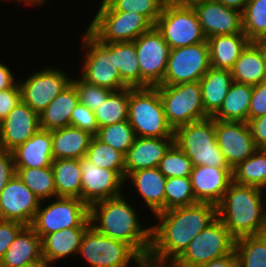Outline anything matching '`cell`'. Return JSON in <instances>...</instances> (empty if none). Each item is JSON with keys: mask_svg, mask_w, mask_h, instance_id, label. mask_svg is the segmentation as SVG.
Wrapping results in <instances>:
<instances>
[{"mask_svg": "<svg viewBox=\"0 0 266 267\" xmlns=\"http://www.w3.org/2000/svg\"><path fill=\"white\" fill-rule=\"evenodd\" d=\"M24 227L25 225L20 222L0 219V261L17 234Z\"/></svg>", "mask_w": 266, "mask_h": 267, "instance_id": "7dc6e473", "label": "cell"}, {"mask_svg": "<svg viewBox=\"0 0 266 267\" xmlns=\"http://www.w3.org/2000/svg\"><path fill=\"white\" fill-rule=\"evenodd\" d=\"M87 30L100 42H133L154 25L135 12L115 11L105 0Z\"/></svg>", "mask_w": 266, "mask_h": 267, "instance_id": "8992f818", "label": "cell"}, {"mask_svg": "<svg viewBox=\"0 0 266 267\" xmlns=\"http://www.w3.org/2000/svg\"><path fill=\"white\" fill-rule=\"evenodd\" d=\"M251 41L244 33L218 35L207 39L212 68L231 70Z\"/></svg>", "mask_w": 266, "mask_h": 267, "instance_id": "f1b7e54d", "label": "cell"}, {"mask_svg": "<svg viewBox=\"0 0 266 267\" xmlns=\"http://www.w3.org/2000/svg\"><path fill=\"white\" fill-rule=\"evenodd\" d=\"M21 100V90L17 83L0 91V120L2 121Z\"/></svg>", "mask_w": 266, "mask_h": 267, "instance_id": "681fc988", "label": "cell"}, {"mask_svg": "<svg viewBox=\"0 0 266 267\" xmlns=\"http://www.w3.org/2000/svg\"><path fill=\"white\" fill-rule=\"evenodd\" d=\"M141 73V88L162 84L167 68L170 47L154 26L133 41Z\"/></svg>", "mask_w": 266, "mask_h": 267, "instance_id": "5bb4252c", "label": "cell"}, {"mask_svg": "<svg viewBox=\"0 0 266 267\" xmlns=\"http://www.w3.org/2000/svg\"><path fill=\"white\" fill-rule=\"evenodd\" d=\"M206 39L218 35L243 33L242 12L216 0H191Z\"/></svg>", "mask_w": 266, "mask_h": 267, "instance_id": "e0dca14e", "label": "cell"}, {"mask_svg": "<svg viewBox=\"0 0 266 267\" xmlns=\"http://www.w3.org/2000/svg\"><path fill=\"white\" fill-rule=\"evenodd\" d=\"M233 82L230 70L211 67L202 76L200 79L202 102L209 117L218 112Z\"/></svg>", "mask_w": 266, "mask_h": 267, "instance_id": "4dcf8cb0", "label": "cell"}, {"mask_svg": "<svg viewBox=\"0 0 266 267\" xmlns=\"http://www.w3.org/2000/svg\"><path fill=\"white\" fill-rule=\"evenodd\" d=\"M174 137H137L125 154V179L133 172L158 167Z\"/></svg>", "mask_w": 266, "mask_h": 267, "instance_id": "7402d4cb", "label": "cell"}, {"mask_svg": "<svg viewBox=\"0 0 266 267\" xmlns=\"http://www.w3.org/2000/svg\"><path fill=\"white\" fill-rule=\"evenodd\" d=\"M51 131L39 129L22 145L12 150L15 168L51 167L53 162Z\"/></svg>", "mask_w": 266, "mask_h": 267, "instance_id": "603a6c76", "label": "cell"}, {"mask_svg": "<svg viewBox=\"0 0 266 267\" xmlns=\"http://www.w3.org/2000/svg\"><path fill=\"white\" fill-rule=\"evenodd\" d=\"M86 157L97 167L118 171L125 178V155L92 137Z\"/></svg>", "mask_w": 266, "mask_h": 267, "instance_id": "ab89813d", "label": "cell"}, {"mask_svg": "<svg viewBox=\"0 0 266 267\" xmlns=\"http://www.w3.org/2000/svg\"><path fill=\"white\" fill-rule=\"evenodd\" d=\"M155 27L163 35L170 49L207 40L190 4H165Z\"/></svg>", "mask_w": 266, "mask_h": 267, "instance_id": "30bf717a", "label": "cell"}, {"mask_svg": "<svg viewBox=\"0 0 266 267\" xmlns=\"http://www.w3.org/2000/svg\"><path fill=\"white\" fill-rule=\"evenodd\" d=\"M193 163L187 155L173 143L159 162L158 170L166 177H190Z\"/></svg>", "mask_w": 266, "mask_h": 267, "instance_id": "7bdbcfd3", "label": "cell"}, {"mask_svg": "<svg viewBox=\"0 0 266 267\" xmlns=\"http://www.w3.org/2000/svg\"><path fill=\"white\" fill-rule=\"evenodd\" d=\"M215 134L218 146L231 169L259 149L247 122L215 119Z\"/></svg>", "mask_w": 266, "mask_h": 267, "instance_id": "ac0fdd59", "label": "cell"}, {"mask_svg": "<svg viewBox=\"0 0 266 267\" xmlns=\"http://www.w3.org/2000/svg\"><path fill=\"white\" fill-rule=\"evenodd\" d=\"M14 1H20V2H25V3H29L30 4V6L32 5V4H36V5H40V4H42L45 0H14Z\"/></svg>", "mask_w": 266, "mask_h": 267, "instance_id": "91938a15", "label": "cell"}, {"mask_svg": "<svg viewBox=\"0 0 266 267\" xmlns=\"http://www.w3.org/2000/svg\"><path fill=\"white\" fill-rule=\"evenodd\" d=\"M264 188L261 189L262 192H264V190H266V186ZM265 203H266V201H265ZM264 218H265V233H266V204L264 205Z\"/></svg>", "mask_w": 266, "mask_h": 267, "instance_id": "6125c7cd", "label": "cell"}, {"mask_svg": "<svg viewBox=\"0 0 266 267\" xmlns=\"http://www.w3.org/2000/svg\"><path fill=\"white\" fill-rule=\"evenodd\" d=\"M266 81V42H265V80Z\"/></svg>", "mask_w": 266, "mask_h": 267, "instance_id": "be15d7a7", "label": "cell"}, {"mask_svg": "<svg viewBox=\"0 0 266 267\" xmlns=\"http://www.w3.org/2000/svg\"><path fill=\"white\" fill-rule=\"evenodd\" d=\"M242 21L243 33L251 42H266V0H249Z\"/></svg>", "mask_w": 266, "mask_h": 267, "instance_id": "f35d334b", "label": "cell"}, {"mask_svg": "<svg viewBox=\"0 0 266 267\" xmlns=\"http://www.w3.org/2000/svg\"><path fill=\"white\" fill-rule=\"evenodd\" d=\"M53 159H81L86 156L93 137L89 132L74 126L51 131Z\"/></svg>", "mask_w": 266, "mask_h": 267, "instance_id": "4316f807", "label": "cell"}, {"mask_svg": "<svg viewBox=\"0 0 266 267\" xmlns=\"http://www.w3.org/2000/svg\"><path fill=\"white\" fill-rule=\"evenodd\" d=\"M198 267H239V263L236 252L233 250L231 253L225 256L213 259L212 261Z\"/></svg>", "mask_w": 266, "mask_h": 267, "instance_id": "f5cc1de1", "label": "cell"}, {"mask_svg": "<svg viewBox=\"0 0 266 267\" xmlns=\"http://www.w3.org/2000/svg\"><path fill=\"white\" fill-rule=\"evenodd\" d=\"M266 114V81L253 86L248 121Z\"/></svg>", "mask_w": 266, "mask_h": 267, "instance_id": "c3c4849f", "label": "cell"}, {"mask_svg": "<svg viewBox=\"0 0 266 267\" xmlns=\"http://www.w3.org/2000/svg\"><path fill=\"white\" fill-rule=\"evenodd\" d=\"M129 87L113 91L94 111L98 127L128 120Z\"/></svg>", "mask_w": 266, "mask_h": 267, "instance_id": "8d00e7d4", "label": "cell"}, {"mask_svg": "<svg viewBox=\"0 0 266 267\" xmlns=\"http://www.w3.org/2000/svg\"><path fill=\"white\" fill-rule=\"evenodd\" d=\"M27 267H51V266L47 262L42 261V262L27 266Z\"/></svg>", "mask_w": 266, "mask_h": 267, "instance_id": "94428289", "label": "cell"}, {"mask_svg": "<svg viewBox=\"0 0 266 267\" xmlns=\"http://www.w3.org/2000/svg\"><path fill=\"white\" fill-rule=\"evenodd\" d=\"M95 137L125 155L133 145L136 135L129 121L126 120L100 127Z\"/></svg>", "mask_w": 266, "mask_h": 267, "instance_id": "60d3db41", "label": "cell"}, {"mask_svg": "<svg viewBox=\"0 0 266 267\" xmlns=\"http://www.w3.org/2000/svg\"><path fill=\"white\" fill-rule=\"evenodd\" d=\"M115 11L135 12L145 16L154 26L161 15V0H105Z\"/></svg>", "mask_w": 266, "mask_h": 267, "instance_id": "ee69618b", "label": "cell"}, {"mask_svg": "<svg viewBox=\"0 0 266 267\" xmlns=\"http://www.w3.org/2000/svg\"><path fill=\"white\" fill-rule=\"evenodd\" d=\"M70 125L95 136L99 127L96 122L95 113L87 106L78 103L72 111Z\"/></svg>", "mask_w": 266, "mask_h": 267, "instance_id": "bcb514c9", "label": "cell"}, {"mask_svg": "<svg viewBox=\"0 0 266 267\" xmlns=\"http://www.w3.org/2000/svg\"><path fill=\"white\" fill-rule=\"evenodd\" d=\"M15 175L16 168L12 152L0 151V194Z\"/></svg>", "mask_w": 266, "mask_h": 267, "instance_id": "f907efd6", "label": "cell"}, {"mask_svg": "<svg viewBox=\"0 0 266 267\" xmlns=\"http://www.w3.org/2000/svg\"><path fill=\"white\" fill-rule=\"evenodd\" d=\"M154 216L159 222L151 226L149 254L159 262H174L193 238L217 218V206L198 202Z\"/></svg>", "mask_w": 266, "mask_h": 267, "instance_id": "6da1fadb", "label": "cell"}, {"mask_svg": "<svg viewBox=\"0 0 266 267\" xmlns=\"http://www.w3.org/2000/svg\"><path fill=\"white\" fill-rule=\"evenodd\" d=\"M168 124L176 128L209 117L204 110L200 81L178 85H159Z\"/></svg>", "mask_w": 266, "mask_h": 267, "instance_id": "ba28073f", "label": "cell"}, {"mask_svg": "<svg viewBox=\"0 0 266 267\" xmlns=\"http://www.w3.org/2000/svg\"><path fill=\"white\" fill-rule=\"evenodd\" d=\"M42 261V239L31 226H25L5 252L0 267H27Z\"/></svg>", "mask_w": 266, "mask_h": 267, "instance_id": "cb8c5ba5", "label": "cell"}, {"mask_svg": "<svg viewBox=\"0 0 266 267\" xmlns=\"http://www.w3.org/2000/svg\"><path fill=\"white\" fill-rule=\"evenodd\" d=\"M71 79L58 68H44L18 82L21 100L40 114L71 83Z\"/></svg>", "mask_w": 266, "mask_h": 267, "instance_id": "9a60e30c", "label": "cell"}, {"mask_svg": "<svg viewBox=\"0 0 266 267\" xmlns=\"http://www.w3.org/2000/svg\"><path fill=\"white\" fill-rule=\"evenodd\" d=\"M78 93L79 103L87 106L93 112L100 106L107 97L113 92L112 90L88 83L81 77L71 79Z\"/></svg>", "mask_w": 266, "mask_h": 267, "instance_id": "f6af8a7d", "label": "cell"}, {"mask_svg": "<svg viewBox=\"0 0 266 267\" xmlns=\"http://www.w3.org/2000/svg\"><path fill=\"white\" fill-rule=\"evenodd\" d=\"M16 83L8 66L0 63V91L12 88Z\"/></svg>", "mask_w": 266, "mask_h": 267, "instance_id": "db71d44e", "label": "cell"}, {"mask_svg": "<svg viewBox=\"0 0 266 267\" xmlns=\"http://www.w3.org/2000/svg\"><path fill=\"white\" fill-rule=\"evenodd\" d=\"M130 180L152 214L165 211L166 177L157 167L135 171L125 179V181Z\"/></svg>", "mask_w": 266, "mask_h": 267, "instance_id": "484cf974", "label": "cell"}, {"mask_svg": "<svg viewBox=\"0 0 266 267\" xmlns=\"http://www.w3.org/2000/svg\"><path fill=\"white\" fill-rule=\"evenodd\" d=\"M164 4H189L191 0H161Z\"/></svg>", "mask_w": 266, "mask_h": 267, "instance_id": "680465c9", "label": "cell"}, {"mask_svg": "<svg viewBox=\"0 0 266 267\" xmlns=\"http://www.w3.org/2000/svg\"><path fill=\"white\" fill-rule=\"evenodd\" d=\"M230 71L234 82L252 86L263 82L265 80V42H250Z\"/></svg>", "mask_w": 266, "mask_h": 267, "instance_id": "d4e9b609", "label": "cell"}, {"mask_svg": "<svg viewBox=\"0 0 266 267\" xmlns=\"http://www.w3.org/2000/svg\"><path fill=\"white\" fill-rule=\"evenodd\" d=\"M114 63L121 80L131 88H141V73L134 42H114Z\"/></svg>", "mask_w": 266, "mask_h": 267, "instance_id": "e575fe53", "label": "cell"}, {"mask_svg": "<svg viewBox=\"0 0 266 267\" xmlns=\"http://www.w3.org/2000/svg\"><path fill=\"white\" fill-rule=\"evenodd\" d=\"M195 199L200 203L218 205L233 182L231 168L194 166L190 175Z\"/></svg>", "mask_w": 266, "mask_h": 267, "instance_id": "44dd1931", "label": "cell"}, {"mask_svg": "<svg viewBox=\"0 0 266 267\" xmlns=\"http://www.w3.org/2000/svg\"><path fill=\"white\" fill-rule=\"evenodd\" d=\"M78 103V93L70 83L39 114L40 129L52 131L69 126L72 111Z\"/></svg>", "mask_w": 266, "mask_h": 267, "instance_id": "f546056e", "label": "cell"}, {"mask_svg": "<svg viewBox=\"0 0 266 267\" xmlns=\"http://www.w3.org/2000/svg\"><path fill=\"white\" fill-rule=\"evenodd\" d=\"M262 196L263 192L257 187L234 182L229 185L217 205V217L235 239L265 234Z\"/></svg>", "mask_w": 266, "mask_h": 267, "instance_id": "3957f363", "label": "cell"}, {"mask_svg": "<svg viewBox=\"0 0 266 267\" xmlns=\"http://www.w3.org/2000/svg\"><path fill=\"white\" fill-rule=\"evenodd\" d=\"M233 182L239 185L266 186V149L259 148L245 161L232 169Z\"/></svg>", "mask_w": 266, "mask_h": 267, "instance_id": "836d02e7", "label": "cell"}, {"mask_svg": "<svg viewBox=\"0 0 266 267\" xmlns=\"http://www.w3.org/2000/svg\"><path fill=\"white\" fill-rule=\"evenodd\" d=\"M135 263H137L135 267H152V256L150 254L142 255L137 258Z\"/></svg>", "mask_w": 266, "mask_h": 267, "instance_id": "9f6ffc18", "label": "cell"}, {"mask_svg": "<svg viewBox=\"0 0 266 267\" xmlns=\"http://www.w3.org/2000/svg\"><path fill=\"white\" fill-rule=\"evenodd\" d=\"M83 36L82 47L86 51L81 78L96 86L119 91L128 86L121 80L114 63V42H100L88 30Z\"/></svg>", "mask_w": 266, "mask_h": 267, "instance_id": "52a82bcc", "label": "cell"}, {"mask_svg": "<svg viewBox=\"0 0 266 267\" xmlns=\"http://www.w3.org/2000/svg\"><path fill=\"white\" fill-rule=\"evenodd\" d=\"M174 143L187 155L193 166L230 168L216 141L213 117L176 128Z\"/></svg>", "mask_w": 266, "mask_h": 267, "instance_id": "277c9868", "label": "cell"}, {"mask_svg": "<svg viewBox=\"0 0 266 267\" xmlns=\"http://www.w3.org/2000/svg\"><path fill=\"white\" fill-rule=\"evenodd\" d=\"M39 129V114L20 100L1 121V149L11 152L31 138Z\"/></svg>", "mask_w": 266, "mask_h": 267, "instance_id": "ffe728a7", "label": "cell"}, {"mask_svg": "<svg viewBox=\"0 0 266 267\" xmlns=\"http://www.w3.org/2000/svg\"><path fill=\"white\" fill-rule=\"evenodd\" d=\"M247 123L256 146L266 149V114L253 118Z\"/></svg>", "mask_w": 266, "mask_h": 267, "instance_id": "816d5d0a", "label": "cell"}, {"mask_svg": "<svg viewBox=\"0 0 266 267\" xmlns=\"http://www.w3.org/2000/svg\"><path fill=\"white\" fill-rule=\"evenodd\" d=\"M216 1L222 3L224 6L228 8H232L241 11L243 13L249 0H216Z\"/></svg>", "mask_w": 266, "mask_h": 267, "instance_id": "11a10c76", "label": "cell"}, {"mask_svg": "<svg viewBox=\"0 0 266 267\" xmlns=\"http://www.w3.org/2000/svg\"><path fill=\"white\" fill-rule=\"evenodd\" d=\"M18 178L40 201L56 198V188L51 167L16 168Z\"/></svg>", "mask_w": 266, "mask_h": 267, "instance_id": "d590c367", "label": "cell"}, {"mask_svg": "<svg viewBox=\"0 0 266 267\" xmlns=\"http://www.w3.org/2000/svg\"><path fill=\"white\" fill-rule=\"evenodd\" d=\"M82 172L81 200L89 207L102 200L122 196L125 178L118 172L95 166L86 156L79 160Z\"/></svg>", "mask_w": 266, "mask_h": 267, "instance_id": "2e32d148", "label": "cell"}, {"mask_svg": "<svg viewBox=\"0 0 266 267\" xmlns=\"http://www.w3.org/2000/svg\"><path fill=\"white\" fill-rule=\"evenodd\" d=\"M252 91V85L233 82L222 106L213 118L221 121L248 122Z\"/></svg>", "mask_w": 266, "mask_h": 267, "instance_id": "1f68e13d", "label": "cell"}, {"mask_svg": "<svg viewBox=\"0 0 266 267\" xmlns=\"http://www.w3.org/2000/svg\"><path fill=\"white\" fill-rule=\"evenodd\" d=\"M43 208L41 201L31 227L43 239L47 234L75 227H89L90 207L78 198L56 197Z\"/></svg>", "mask_w": 266, "mask_h": 267, "instance_id": "9c48e42d", "label": "cell"}, {"mask_svg": "<svg viewBox=\"0 0 266 267\" xmlns=\"http://www.w3.org/2000/svg\"><path fill=\"white\" fill-rule=\"evenodd\" d=\"M51 168L56 197L81 199L82 172L79 159H55Z\"/></svg>", "mask_w": 266, "mask_h": 267, "instance_id": "d6a6232c", "label": "cell"}, {"mask_svg": "<svg viewBox=\"0 0 266 267\" xmlns=\"http://www.w3.org/2000/svg\"><path fill=\"white\" fill-rule=\"evenodd\" d=\"M41 201L15 175L0 194V219L31 226Z\"/></svg>", "mask_w": 266, "mask_h": 267, "instance_id": "d6986e66", "label": "cell"}, {"mask_svg": "<svg viewBox=\"0 0 266 267\" xmlns=\"http://www.w3.org/2000/svg\"><path fill=\"white\" fill-rule=\"evenodd\" d=\"M234 247L235 238L217 217L193 238L173 263L178 267H198L231 253Z\"/></svg>", "mask_w": 266, "mask_h": 267, "instance_id": "8fae6325", "label": "cell"}, {"mask_svg": "<svg viewBox=\"0 0 266 267\" xmlns=\"http://www.w3.org/2000/svg\"><path fill=\"white\" fill-rule=\"evenodd\" d=\"M88 227L66 228L50 234L42 239V256L48 264L59 259L78 254L82 237Z\"/></svg>", "mask_w": 266, "mask_h": 267, "instance_id": "83f0119b", "label": "cell"}, {"mask_svg": "<svg viewBox=\"0 0 266 267\" xmlns=\"http://www.w3.org/2000/svg\"><path fill=\"white\" fill-rule=\"evenodd\" d=\"M152 267H178L173 262H159L152 256Z\"/></svg>", "mask_w": 266, "mask_h": 267, "instance_id": "6f0895ef", "label": "cell"}, {"mask_svg": "<svg viewBox=\"0 0 266 267\" xmlns=\"http://www.w3.org/2000/svg\"><path fill=\"white\" fill-rule=\"evenodd\" d=\"M128 121L137 137H174L156 87H129Z\"/></svg>", "mask_w": 266, "mask_h": 267, "instance_id": "5b68a950", "label": "cell"}, {"mask_svg": "<svg viewBox=\"0 0 266 267\" xmlns=\"http://www.w3.org/2000/svg\"><path fill=\"white\" fill-rule=\"evenodd\" d=\"M196 203L190 177L166 178L165 211Z\"/></svg>", "mask_w": 266, "mask_h": 267, "instance_id": "b9f144b4", "label": "cell"}, {"mask_svg": "<svg viewBox=\"0 0 266 267\" xmlns=\"http://www.w3.org/2000/svg\"><path fill=\"white\" fill-rule=\"evenodd\" d=\"M78 253L91 267H128L140 255L127 243L109 238L89 226L84 233Z\"/></svg>", "mask_w": 266, "mask_h": 267, "instance_id": "7c38bea8", "label": "cell"}, {"mask_svg": "<svg viewBox=\"0 0 266 267\" xmlns=\"http://www.w3.org/2000/svg\"><path fill=\"white\" fill-rule=\"evenodd\" d=\"M239 267H266V233L235 239Z\"/></svg>", "mask_w": 266, "mask_h": 267, "instance_id": "74e56055", "label": "cell"}, {"mask_svg": "<svg viewBox=\"0 0 266 267\" xmlns=\"http://www.w3.org/2000/svg\"><path fill=\"white\" fill-rule=\"evenodd\" d=\"M210 68L207 40L195 45L171 49L161 85L200 81Z\"/></svg>", "mask_w": 266, "mask_h": 267, "instance_id": "4fadbf2b", "label": "cell"}, {"mask_svg": "<svg viewBox=\"0 0 266 267\" xmlns=\"http://www.w3.org/2000/svg\"><path fill=\"white\" fill-rule=\"evenodd\" d=\"M89 218L91 226L103 235L129 244L140 256L149 254L151 227L141 225L124 194L92 204Z\"/></svg>", "mask_w": 266, "mask_h": 267, "instance_id": "7a4b0ae2", "label": "cell"}]
</instances>
